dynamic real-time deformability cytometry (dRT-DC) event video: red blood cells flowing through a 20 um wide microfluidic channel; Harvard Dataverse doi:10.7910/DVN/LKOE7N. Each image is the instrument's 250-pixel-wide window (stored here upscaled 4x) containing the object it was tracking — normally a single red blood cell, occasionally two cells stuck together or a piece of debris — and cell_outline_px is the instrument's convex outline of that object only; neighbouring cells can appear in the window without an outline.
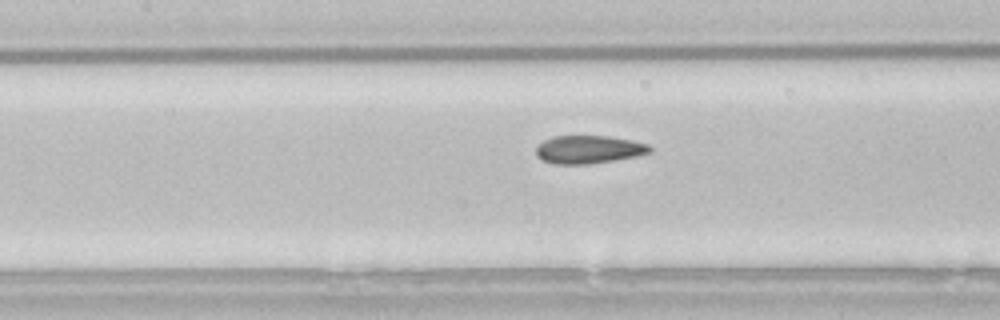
{"species": "common noctule bat (a hibernating species)", "species_latin": "Nyctalus noctula", "temperature_condition": "room temperature", "stored_images_in_passage": 23, "camera_frame_rate_fps": 3000, "um_per_image_px": 0.085, "animal": {"sex": "male", "body_mass_g": 21.5, "forearm_length_mm": 52.0}, "frame": {"image": 1, "passage_image": 17, "time_ms": 5.333, "image_size_px": [1000, 320], "cell_outline_px": [[652, 152], [636, 156], [588, 164], [552, 164], [536, 156], [536, 148], [544, 140], [552, 136], [608, 136], [632, 140], [648, 144], [652, 148]], "centroid_in_image_um": [50.04, 12.7], "position_along_channel_um": 157.4, "area_um2": 18.55}}
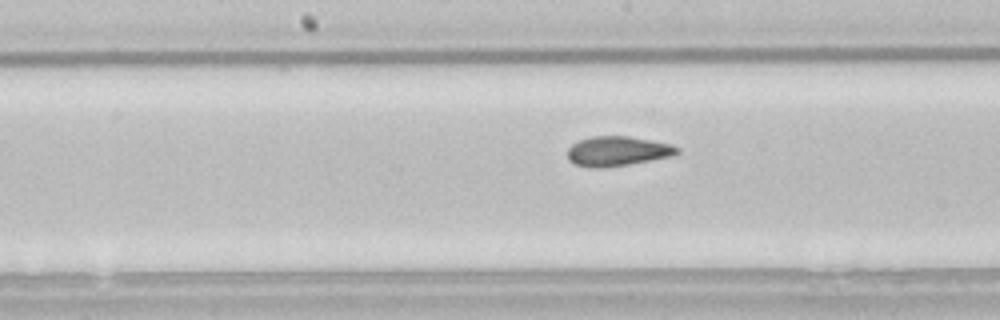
{"frame": {"image": 2, "passage_image": 20, "time_ms": 6.333, "image_size_px": [1000, 320], "cell_outline_px": [[680, 152], [672, 156], [628, 164], [604, 168], [592, 168], [576, 164], [568, 160], [568, 148], [572, 144], [580, 140], [592, 136], [628, 136], [672, 144], [680, 148]], "centroid_in_image_um": [52.5, 12.85], "position_along_channel_um": 195.7, "area_um2": 18.96}}